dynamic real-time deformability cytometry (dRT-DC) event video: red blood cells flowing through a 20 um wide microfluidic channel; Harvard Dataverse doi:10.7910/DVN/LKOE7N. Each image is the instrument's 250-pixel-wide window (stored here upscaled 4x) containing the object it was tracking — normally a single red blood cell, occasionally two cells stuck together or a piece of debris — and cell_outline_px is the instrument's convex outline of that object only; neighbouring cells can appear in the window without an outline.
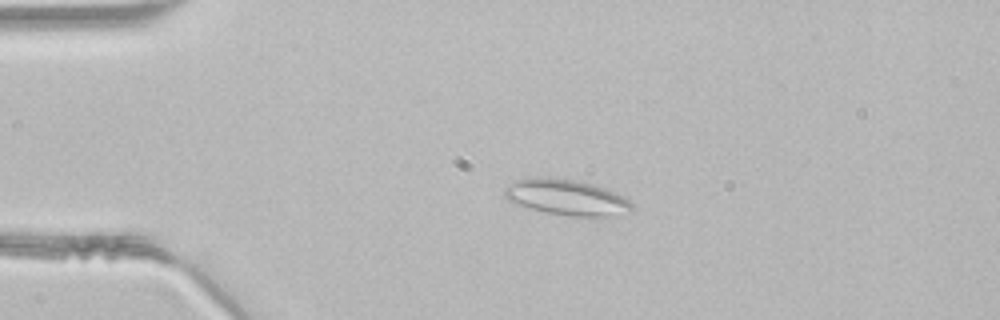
{"species": "common noctule bat (a hibernating species)", "species_latin": "Nyctalus noctula", "temperature_condition": "room temperature", "stored_images_in_passage": 38, "camera_frame_rate_fps": 3000, "um_per_image_px": 0.085, "animal": {"sex": "male", "body_mass_g": 21.5, "forearm_length_mm": 52.0}, "frame": {"image": 1, "passage_image": 2, "time_ms": 0.333, "image_size_px": [1000, 320], "cell_outline_px": [[632, 212], [612, 216], [568, 216], [544, 212], [516, 204], [508, 200], [504, 196], [504, 192], [516, 180], [548, 176], [572, 180], [592, 184], [604, 188], [628, 200], [632, 204]], "centroid_in_image_um": [48.16, 16.79], "position_along_channel_um": 36.8, "area_um2": 26.13}}
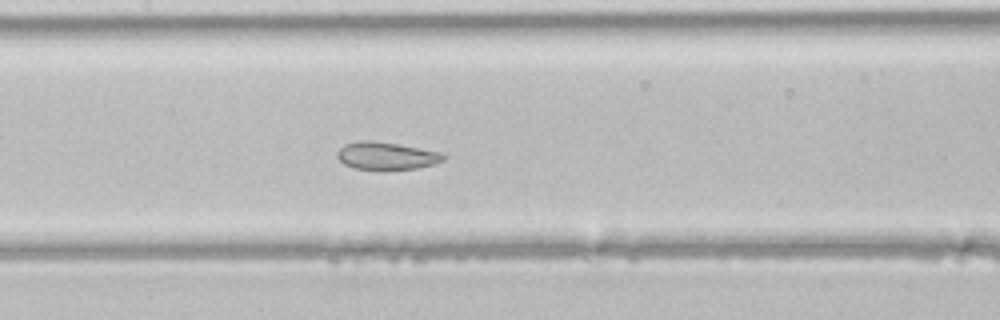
{"frame": {"image": 2, "passage_image": 14, "time_ms": 4.333, "image_size_px": [1000, 320], "cell_outline_px": [[448, 156], [444, 160], [436, 164], [416, 168], [388, 172], [384, 172], [356, 168], [344, 164], [336, 156], [336, 152], [344, 144], [360, 140], [372, 140], [396, 144], [440, 152]], "centroid_in_image_um": [32.84, 13.28], "position_along_channel_um": 174.6, "area_um2": 17.63}}
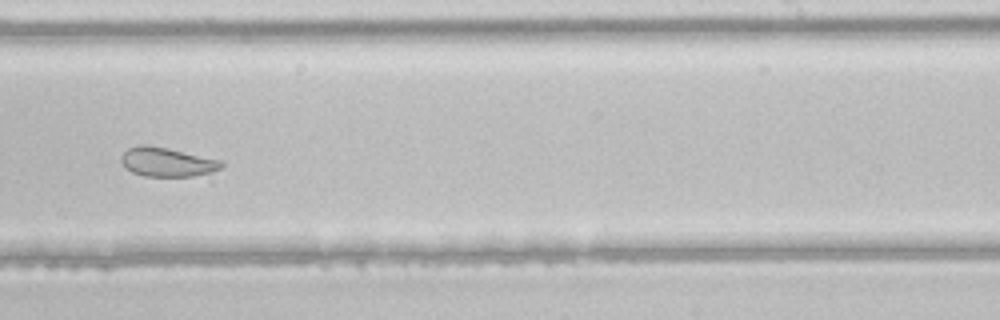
{"frame": {"image": 3, "passage_image": 21, "time_ms": 6.667, "image_size_px": [1000, 320], "cell_outline_px": [[224, 164], [220, 168], [212, 172], [192, 176], [144, 176], [132, 172], [124, 168], [120, 160], [120, 156], [128, 148], [140, 144], [148, 144], [168, 148], [220, 160]], "centroid_in_image_um": [14.14, 13.76], "position_along_channel_um": 274.9, "area_um2": 17.05}}